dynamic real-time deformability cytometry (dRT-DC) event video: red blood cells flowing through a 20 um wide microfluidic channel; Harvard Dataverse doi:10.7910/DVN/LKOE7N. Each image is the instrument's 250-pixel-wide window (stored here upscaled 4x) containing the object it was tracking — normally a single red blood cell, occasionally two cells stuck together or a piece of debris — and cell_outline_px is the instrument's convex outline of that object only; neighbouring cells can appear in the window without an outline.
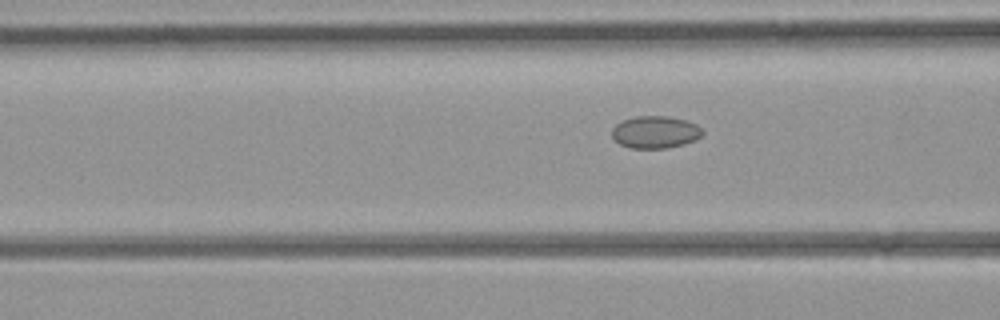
{"species": "common noctule bat (a hibernating species)", "species_latin": "Nyctalus noctula", "temperature_condition": "room temperature", "stored_images_in_passage": 5, "camera_frame_rate_fps": 3000, "um_per_image_px": 0.085, "animal": {"sex": "female", "body_mass_g": 21.9}, "frame": {"image": 1, "passage_image": 5, "time_ms": 4.667, "image_size_px": [1000, 320], "cell_outline_px": [[704, 132], [696, 140], [684, 144], [664, 148], [632, 148], [620, 144], [612, 136], [612, 128], [616, 124], [624, 120], [636, 116], [668, 116], [684, 120], [696, 124]], "centroid_in_image_um": [55.7, 11.23], "position_along_channel_um": 110.9, "area_um2": 16.88}}